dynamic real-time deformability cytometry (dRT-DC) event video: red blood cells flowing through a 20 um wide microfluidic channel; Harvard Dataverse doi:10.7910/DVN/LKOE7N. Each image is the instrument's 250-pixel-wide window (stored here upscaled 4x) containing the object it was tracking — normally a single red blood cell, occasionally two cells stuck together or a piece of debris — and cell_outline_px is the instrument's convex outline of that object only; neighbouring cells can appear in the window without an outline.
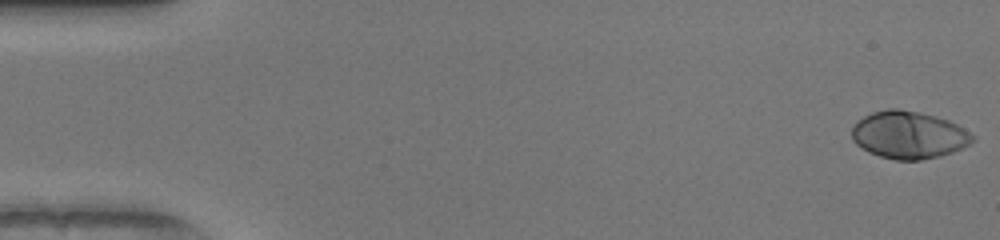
{"species": "human", "species_latin": "Homo sapiens", "temperature_condition": "warm", "stored_images_in_passage": 50, "camera_frame_rate_fps": 3000, "um_per_image_px": 0.085, "donor": {"sex": "female"}, "frame": {"image": 1, "passage_image": 1, "time_ms": 0.0, "image_size_px": [1000, 240], "cell_outline_px": [[976, 140], [952, 152], [940, 156], [920, 160], [896, 160], [880, 156], [868, 152], [860, 148], [852, 140], [852, 128], [864, 116], [872, 112], [888, 108], [900, 108], [936, 116], [948, 120], [964, 128], [976, 136]], "centroid_in_image_um": [77.25, 11.47], "position_along_channel_um": 7.8, "area_um2": 33.47}}
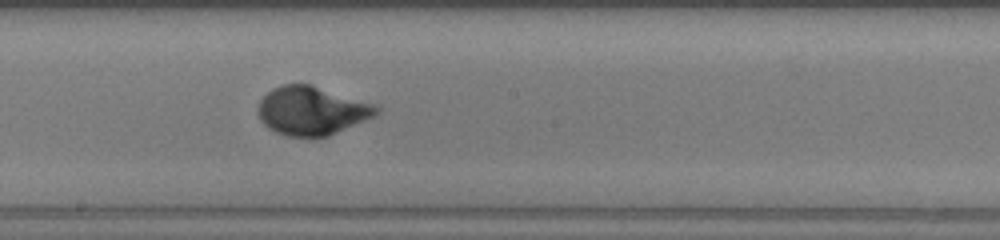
{"frame": {"image": 2, "passage_image": 28, "time_ms": 9.0, "image_size_px": [1000, 240], "cell_outline_px": [[380, 112], [364, 120], [328, 136], [288, 136], [276, 132], [268, 128], [260, 120], [256, 108], [260, 100], [272, 88], [280, 84], [308, 84], [372, 104], [380, 108]], "centroid_in_image_um": [26.42, 9.41], "position_along_channel_um": 221.8, "area_um2": 32.89}}
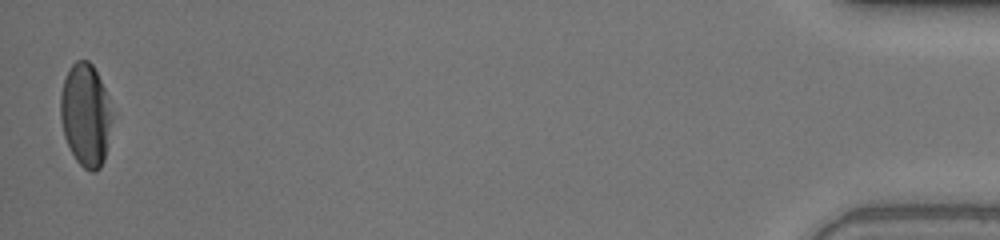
{"frame": {"image": 3, "passage_image": 50, "time_ms": 16.333, "image_size_px": [1000, 240], "cell_outline_px": [[112, 120], [104, 160], [100, 168], [96, 172], [92, 172], [84, 168], [76, 160], [64, 136], [60, 120], [60, 96], [64, 80], [68, 68], [76, 60], [88, 60], [92, 64], [104, 88], [112, 116]], "centroid_in_image_um": [7.26, 9.77], "position_along_channel_um": 427.9, "area_um2": 30.69}, "authors_computed_cell_mechanics": {"area_um2": 32.2235, "velocity_mm_per_s": 4.1264, "shape_relaxation_time_tau1_ms": 3.3025, "shape_relaxation_time_tau2_ms": null, "deformation_change_tau1": 0.2351, "deformation_change_tau2": null}}